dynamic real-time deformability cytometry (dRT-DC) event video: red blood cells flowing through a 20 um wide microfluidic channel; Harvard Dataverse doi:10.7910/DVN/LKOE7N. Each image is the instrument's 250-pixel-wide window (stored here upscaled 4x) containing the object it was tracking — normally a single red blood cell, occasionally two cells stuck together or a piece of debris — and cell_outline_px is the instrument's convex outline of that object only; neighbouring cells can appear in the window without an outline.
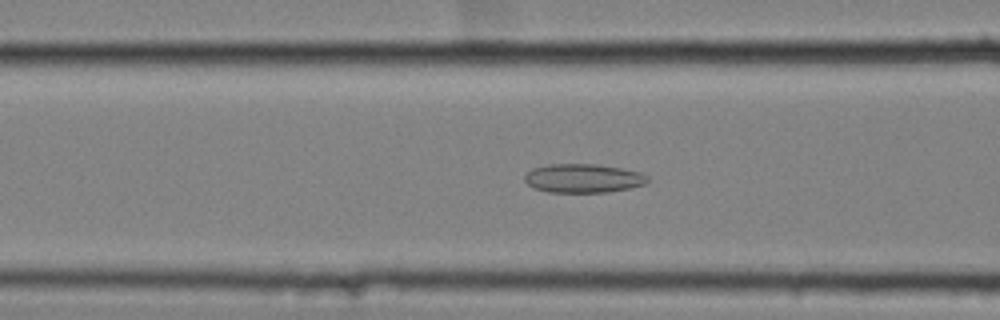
{"species": "common noctule bat (a hibernating species)", "species_latin": "Nyctalus noctula", "temperature_condition": "cold", "stored_images_in_passage": 52, "camera_frame_rate_fps": 3000, "um_per_image_px": 0.085, "animal": {"sex": "female", "body_mass_g": 25.1}, "frame": {"image": 1, "passage_image": 18, "time_ms": 5.667, "image_size_px": [1000, 320], "cell_outline_px": [[648, 180], [644, 184], [628, 188], [608, 192], [548, 192], [532, 188], [524, 180], [524, 176], [532, 168], [548, 164], [596, 164], [620, 168], [640, 172], [648, 176]], "centroid_in_image_um": [49.53, 15.15], "position_along_channel_um": 117.1, "area_um2": 20.63}}
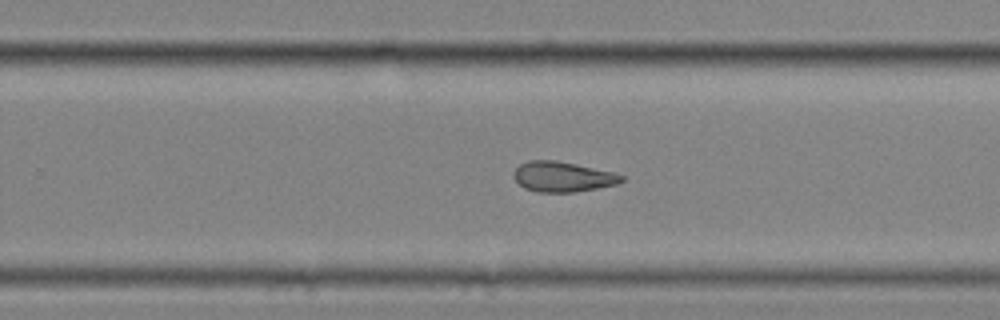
{"frame": {"image": 2, "passage_image": 32, "time_ms": 10.333, "image_size_px": [1000, 320], "cell_outline_px": [[624, 180], [616, 184], [576, 192], [536, 192], [524, 188], [512, 176], [512, 172], [520, 164], [528, 160], [556, 160], [576, 164], [612, 172], [624, 176]], "centroid_in_image_um": [47.78, 15.02], "position_along_channel_um": 282.0, "area_um2": 18.96}}
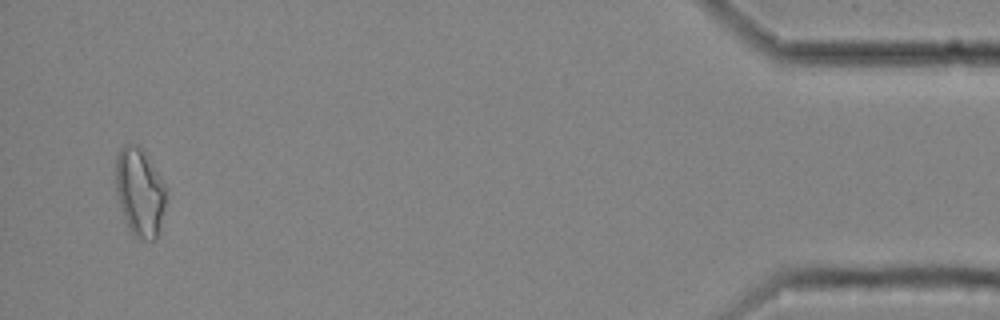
{"frame": {"image": 3, "passage_image": 50, "time_ms": 16.333, "image_size_px": [1000, 320], "cell_outline_px": [[168, 192], [156, 240], [144, 240], [136, 236], [128, 228], [124, 220], [120, 208], [116, 192], [116, 156], [120, 148], [124, 144], [136, 144], [144, 152], [168, 188]], "centroid_in_image_um": [11.88, 16.33], "position_along_channel_um": 423.3, "area_um2": 26.01}, "authors_computed_cell_mechanics": {"area_um2": 20.6346, "velocity_mm_per_s": 3.5443, "shape_relaxation_time_tau1_ms": null, "shape_relaxation_time_tau2_ms": 3.6581, "deformation_change_tau1": null, "deformation_change_tau2": 0.1054}}